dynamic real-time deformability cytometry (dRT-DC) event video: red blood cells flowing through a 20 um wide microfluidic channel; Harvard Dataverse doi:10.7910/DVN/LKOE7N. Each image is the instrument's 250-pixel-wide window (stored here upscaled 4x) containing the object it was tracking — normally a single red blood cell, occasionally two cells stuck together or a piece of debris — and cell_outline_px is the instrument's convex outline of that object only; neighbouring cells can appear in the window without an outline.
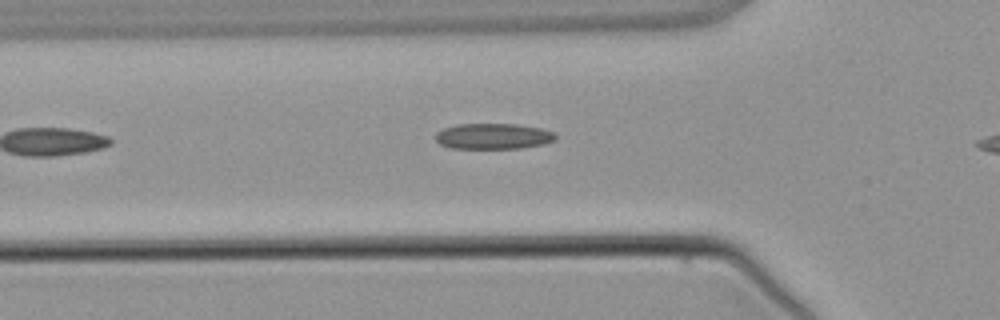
{"species": "common noctule bat (a hibernating species)", "species_latin": "Nyctalus noctula", "temperature_condition": "warm", "stored_images_in_passage": 5, "segment_of_instrument_passage": [1, 2], "camera_frame_rate_fps": 3000, "um_per_image_px": 0.085, "animal": {"sex": "male", "body_mass_g": 21.5, "forearm_length_mm": 52.0}, "frame": {"image": 1, "passage_image": 4, "time_ms": 4.0, "image_size_px": [1000, 320], "cell_outline_px": [[556, 140], [544, 144], [520, 148], [452, 148], [440, 144], [436, 140], [436, 132], [444, 128], [456, 124], [516, 124], [540, 128], [552, 132], [556, 136]], "centroid_in_image_um": [41.92, 11.58], "position_along_channel_um": 83.9, "area_um2": 17.92}}